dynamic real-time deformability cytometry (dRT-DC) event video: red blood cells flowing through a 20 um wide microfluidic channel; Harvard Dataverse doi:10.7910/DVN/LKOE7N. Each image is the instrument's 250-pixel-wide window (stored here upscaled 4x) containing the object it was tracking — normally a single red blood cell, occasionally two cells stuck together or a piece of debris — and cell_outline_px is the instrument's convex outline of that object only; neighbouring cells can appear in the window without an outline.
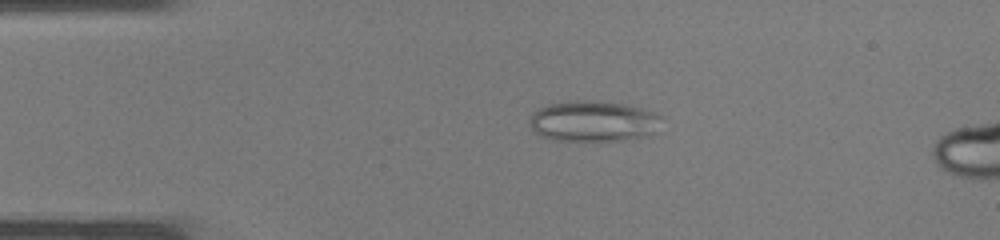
{"species": "common noctule bat (a hibernating species)", "species_latin": "Nyctalus noctula", "temperature_condition": "warm", "stored_images_in_passage": 6, "camera_frame_rate_fps": 3000, "um_per_image_px": 0.085, "animal": {"sex": "male", "body_mass_g": 19.0, "forearm_length_mm": 50.8}, "frame": {"image": 1, "passage_image": 2, "time_ms": 0.333, "image_size_px": [1000, 240], "cell_outline_px": [[660, 116], [652, 132], [648, 136], [620, 140], [556, 140], [544, 136], [536, 132], [532, 128], [528, 120], [540, 108], [548, 104], [568, 100], [588, 100], [624, 104], [656, 112]], "centroid_in_image_um": [50.39, 10.28], "position_along_channel_um": 34.6, "area_um2": 30.75}}